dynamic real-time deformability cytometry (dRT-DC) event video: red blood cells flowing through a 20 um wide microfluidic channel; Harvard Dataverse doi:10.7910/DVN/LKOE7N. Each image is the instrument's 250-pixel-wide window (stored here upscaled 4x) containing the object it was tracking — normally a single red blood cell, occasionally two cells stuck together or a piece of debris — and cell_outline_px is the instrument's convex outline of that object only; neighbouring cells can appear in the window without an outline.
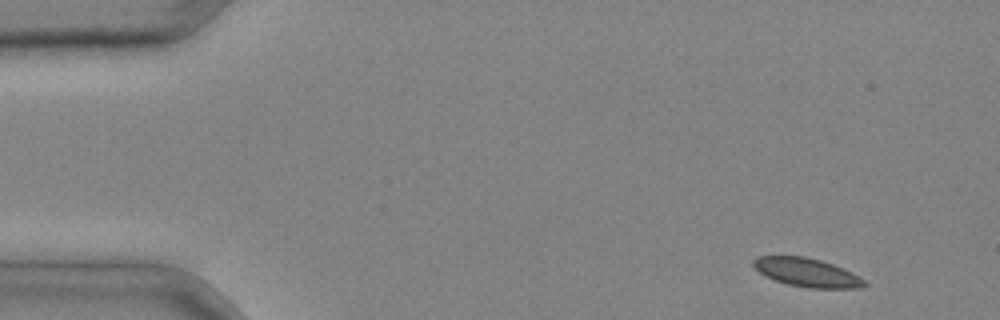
{"species": "common noctule bat (a hibernating species)", "species_latin": "Nyctalus noctula", "temperature_condition": "cold", "stored_images_in_passage": 3, "camera_frame_rate_fps": 3000, "um_per_image_px": 0.085, "animal": {"sex": "male", "body_mass_g": 20.4}, "frame": {"image": 1, "passage_image": 1, "time_ms": 0.0, "image_size_px": [1000, 320], "cell_outline_px": [[868, 284], [864, 288], [808, 288], [788, 284], [776, 280], [760, 272], [752, 264], [752, 260], [756, 256], [804, 256], [820, 260], [844, 268], [852, 272], [864, 280]], "centroid_in_image_um": [68.62, 23.16], "position_along_channel_um": 16.4, "area_um2": 18.44}}
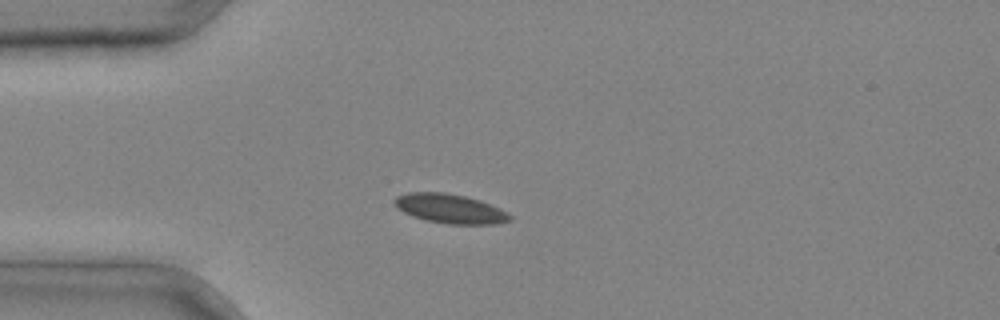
{"frame": {"image": 2, "passage_image": 3, "time_ms": 0.667, "image_size_px": [1000, 320], "cell_outline_px": [[512, 220], [496, 224], [448, 224], [428, 220], [412, 216], [396, 208], [392, 200], [396, 196], [408, 192], [444, 192], [464, 196], [480, 200], [500, 208], [512, 216]], "centroid_in_image_um": [38.24, 17.73], "position_along_channel_um": 46.8, "area_um2": 19.77}}